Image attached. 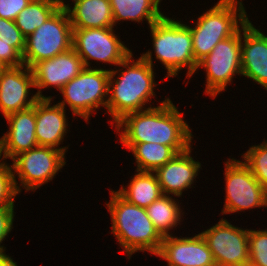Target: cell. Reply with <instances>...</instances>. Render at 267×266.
I'll list each match as a JSON object with an SVG mask.
<instances>
[{
    "label": "cell",
    "mask_w": 267,
    "mask_h": 266,
    "mask_svg": "<svg viewBox=\"0 0 267 266\" xmlns=\"http://www.w3.org/2000/svg\"><path fill=\"white\" fill-rule=\"evenodd\" d=\"M156 58L167 69V75L175 76L183 67H188L187 76L191 77L197 69L193 55L190 27L166 16L150 26Z\"/></svg>",
    "instance_id": "cell-5"
},
{
    "label": "cell",
    "mask_w": 267,
    "mask_h": 266,
    "mask_svg": "<svg viewBox=\"0 0 267 266\" xmlns=\"http://www.w3.org/2000/svg\"><path fill=\"white\" fill-rule=\"evenodd\" d=\"M31 0H0V18L15 21L18 14Z\"/></svg>",
    "instance_id": "cell-30"
},
{
    "label": "cell",
    "mask_w": 267,
    "mask_h": 266,
    "mask_svg": "<svg viewBox=\"0 0 267 266\" xmlns=\"http://www.w3.org/2000/svg\"><path fill=\"white\" fill-rule=\"evenodd\" d=\"M127 188L121 187L117 192L128 202L145 209L163 195L153 172L138 171Z\"/></svg>",
    "instance_id": "cell-21"
},
{
    "label": "cell",
    "mask_w": 267,
    "mask_h": 266,
    "mask_svg": "<svg viewBox=\"0 0 267 266\" xmlns=\"http://www.w3.org/2000/svg\"><path fill=\"white\" fill-rule=\"evenodd\" d=\"M12 166L0 163V208L14 207V197L20 192ZM14 173V174H13Z\"/></svg>",
    "instance_id": "cell-27"
},
{
    "label": "cell",
    "mask_w": 267,
    "mask_h": 266,
    "mask_svg": "<svg viewBox=\"0 0 267 266\" xmlns=\"http://www.w3.org/2000/svg\"><path fill=\"white\" fill-rule=\"evenodd\" d=\"M152 53L146 52L133 62L132 53L119 64L127 68L121 71L120 78L113 80L117 70H110L108 93H112L107 99L106 108L111 114L113 121L117 123L125 115L141 111L143 105L154 95V71L152 64ZM132 65L129 66V64ZM116 81V82H115ZM113 82L115 84L113 85ZM113 85L112 89L111 86ZM111 91V92H110Z\"/></svg>",
    "instance_id": "cell-2"
},
{
    "label": "cell",
    "mask_w": 267,
    "mask_h": 266,
    "mask_svg": "<svg viewBox=\"0 0 267 266\" xmlns=\"http://www.w3.org/2000/svg\"><path fill=\"white\" fill-rule=\"evenodd\" d=\"M52 98H39L35 103V134L38 146L55 148L66 133L64 107L59 103L50 106Z\"/></svg>",
    "instance_id": "cell-19"
},
{
    "label": "cell",
    "mask_w": 267,
    "mask_h": 266,
    "mask_svg": "<svg viewBox=\"0 0 267 266\" xmlns=\"http://www.w3.org/2000/svg\"><path fill=\"white\" fill-rule=\"evenodd\" d=\"M24 67H5L0 72V110L5 117L32 107L39 98H51L42 96L39 90L26 100L29 88L35 87V83L32 70L28 66L22 70Z\"/></svg>",
    "instance_id": "cell-13"
},
{
    "label": "cell",
    "mask_w": 267,
    "mask_h": 266,
    "mask_svg": "<svg viewBox=\"0 0 267 266\" xmlns=\"http://www.w3.org/2000/svg\"><path fill=\"white\" fill-rule=\"evenodd\" d=\"M5 68V66L3 65V63L0 61V72Z\"/></svg>",
    "instance_id": "cell-34"
},
{
    "label": "cell",
    "mask_w": 267,
    "mask_h": 266,
    "mask_svg": "<svg viewBox=\"0 0 267 266\" xmlns=\"http://www.w3.org/2000/svg\"><path fill=\"white\" fill-rule=\"evenodd\" d=\"M248 266H267V230H249Z\"/></svg>",
    "instance_id": "cell-28"
},
{
    "label": "cell",
    "mask_w": 267,
    "mask_h": 266,
    "mask_svg": "<svg viewBox=\"0 0 267 266\" xmlns=\"http://www.w3.org/2000/svg\"><path fill=\"white\" fill-rule=\"evenodd\" d=\"M169 98L158 107H149L125 115L116 123L122 143H159L170 146L177 154L191 148L192 134ZM119 130V131H118Z\"/></svg>",
    "instance_id": "cell-1"
},
{
    "label": "cell",
    "mask_w": 267,
    "mask_h": 266,
    "mask_svg": "<svg viewBox=\"0 0 267 266\" xmlns=\"http://www.w3.org/2000/svg\"><path fill=\"white\" fill-rule=\"evenodd\" d=\"M235 1L220 0L213 8L198 17L194 28H190L193 55L197 63L207 56L220 41L233 36L240 29L238 21L241 26L248 21L242 2Z\"/></svg>",
    "instance_id": "cell-4"
},
{
    "label": "cell",
    "mask_w": 267,
    "mask_h": 266,
    "mask_svg": "<svg viewBox=\"0 0 267 266\" xmlns=\"http://www.w3.org/2000/svg\"><path fill=\"white\" fill-rule=\"evenodd\" d=\"M9 123V132L0 139V158L13 159L18 154L38 146L35 134V105L12 113L5 117Z\"/></svg>",
    "instance_id": "cell-16"
},
{
    "label": "cell",
    "mask_w": 267,
    "mask_h": 266,
    "mask_svg": "<svg viewBox=\"0 0 267 266\" xmlns=\"http://www.w3.org/2000/svg\"><path fill=\"white\" fill-rule=\"evenodd\" d=\"M106 205L112 219V233L128 257L139 250L158 254L163 237L155 229L145 208L128 202L117 191H111V200Z\"/></svg>",
    "instance_id": "cell-3"
},
{
    "label": "cell",
    "mask_w": 267,
    "mask_h": 266,
    "mask_svg": "<svg viewBox=\"0 0 267 266\" xmlns=\"http://www.w3.org/2000/svg\"><path fill=\"white\" fill-rule=\"evenodd\" d=\"M241 75L251 78L267 90V36L248 20L242 25Z\"/></svg>",
    "instance_id": "cell-17"
},
{
    "label": "cell",
    "mask_w": 267,
    "mask_h": 266,
    "mask_svg": "<svg viewBox=\"0 0 267 266\" xmlns=\"http://www.w3.org/2000/svg\"><path fill=\"white\" fill-rule=\"evenodd\" d=\"M0 61L5 67H18L24 65L22 55L8 43L0 39Z\"/></svg>",
    "instance_id": "cell-31"
},
{
    "label": "cell",
    "mask_w": 267,
    "mask_h": 266,
    "mask_svg": "<svg viewBox=\"0 0 267 266\" xmlns=\"http://www.w3.org/2000/svg\"><path fill=\"white\" fill-rule=\"evenodd\" d=\"M109 77L110 70L85 67L78 76L62 87L60 91L64 100L59 104L65 108L67 103L75 115L87 121L94 108L99 105L106 107Z\"/></svg>",
    "instance_id": "cell-7"
},
{
    "label": "cell",
    "mask_w": 267,
    "mask_h": 266,
    "mask_svg": "<svg viewBox=\"0 0 267 266\" xmlns=\"http://www.w3.org/2000/svg\"><path fill=\"white\" fill-rule=\"evenodd\" d=\"M168 262V266H216L212 253L199 233L194 237H163L157 254Z\"/></svg>",
    "instance_id": "cell-14"
},
{
    "label": "cell",
    "mask_w": 267,
    "mask_h": 266,
    "mask_svg": "<svg viewBox=\"0 0 267 266\" xmlns=\"http://www.w3.org/2000/svg\"><path fill=\"white\" fill-rule=\"evenodd\" d=\"M205 239L216 266H248L249 230L234 227L227 220L200 233Z\"/></svg>",
    "instance_id": "cell-12"
},
{
    "label": "cell",
    "mask_w": 267,
    "mask_h": 266,
    "mask_svg": "<svg viewBox=\"0 0 267 266\" xmlns=\"http://www.w3.org/2000/svg\"><path fill=\"white\" fill-rule=\"evenodd\" d=\"M0 39L13 46L23 55L26 46V37L16 26L15 21L0 18Z\"/></svg>",
    "instance_id": "cell-29"
},
{
    "label": "cell",
    "mask_w": 267,
    "mask_h": 266,
    "mask_svg": "<svg viewBox=\"0 0 267 266\" xmlns=\"http://www.w3.org/2000/svg\"><path fill=\"white\" fill-rule=\"evenodd\" d=\"M243 158L256 180L267 191V141L258 146H252Z\"/></svg>",
    "instance_id": "cell-26"
},
{
    "label": "cell",
    "mask_w": 267,
    "mask_h": 266,
    "mask_svg": "<svg viewBox=\"0 0 267 266\" xmlns=\"http://www.w3.org/2000/svg\"><path fill=\"white\" fill-rule=\"evenodd\" d=\"M123 145L133 152L137 171L154 173L177 154L170 146L159 143H123Z\"/></svg>",
    "instance_id": "cell-24"
},
{
    "label": "cell",
    "mask_w": 267,
    "mask_h": 266,
    "mask_svg": "<svg viewBox=\"0 0 267 266\" xmlns=\"http://www.w3.org/2000/svg\"><path fill=\"white\" fill-rule=\"evenodd\" d=\"M85 68L82 59L71 48L51 59L36 63L32 68L35 88L56 86L60 91L64 85L78 76Z\"/></svg>",
    "instance_id": "cell-15"
},
{
    "label": "cell",
    "mask_w": 267,
    "mask_h": 266,
    "mask_svg": "<svg viewBox=\"0 0 267 266\" xmlns=\"http://www.w3.org/2000/svg\"><path fill=\"white\" fill-rule=\"evenodd\" d=\"M190 153L191 148L176 154L155 171L163 195L172 193L179 197L182 195V190L193 184L201 164L193 160L189 156Z\"/></svg>",
    "instance_id": "cell-18"
},
{
    "label": "cell",
    "mask_w": 267,
    "mask_h": 266,
    "mask_svg": "<svg viewBox=\"0 0 267 266\" xmlns=\"http://www.w3.org/2000/svg\"><path fill=\"white\" fill-rule=\"evenodd\" d=\"M109 28H72V48L88 67L89 59L119 65L132 52Z\"/></svg>",
    "instance_id": "cell-10"
},
{
    "label": "cell",
    "mask_w": 267,
    "mask_h": 266,
    "mask_svg": "<svg viewBox=\"0 0 267 266\" xmlns=\"http://www.w3.org/2000/svg\"><path fill=\"white\" fill-rule=\"evenodd\" d=\"M226 200L222 213H232L253 207L267 206V191L242 161L225 163Z\"/></svg>",
    "instance_id": "cell-9"
},
{
    "label": "cell",
    "mask_w": 267,
    "mask_h": 266,
    "mask_svg": "<svg viewBox=\"0 0 267 266\" xmlns=\"http://www.w3.org/2000/svg\"><path fill=\"white\" fill-rule=\"evenodd\" d=\"M175 202L169 195H162L146 208L147 215L162 237L168 236L169 229L176 227L180 221V207Z\"/></svg>",
    "instance_id": "cell-25"
},
{
    "label": "cell",
    "mask_w": 267,
    "mask_h": 266,
    "mask_svg": "<svg viewBox=\"0 0 267 266\" xmlns=\"http://www.w3.org/2000/svg\"><path fill=\"white\" fill-rule=\"evenodd\" d=\"M159 3L160 0H110L114 26L119 20L140 22L144 18L151 26L163 16Z\"/></svg>",
    "instance_id": "cell-22"
},
{
    "label": "cell",
    "mask_w": 267,
    "mask_h": 266,
    "mask_svg": "<svg viewBox=\"0 0 267 266\" xmlns=\"http://www.w3.org/2000/svg\"><path fill=\"white\" fill-rule=\"evenodd\" d=\"M65 147L51 148L37 146L24 151L13 160L12 168L19 175L21 186L26 190H35L52 180L57 171L66 163Z\"/></svg>",
    "instance_id": "cell-11"
},
{
    "label": "cell",
    "mask_w": 267,
    "mask_h": 266,
    "mask_svg": "<svg viewBox=\"0 0 267 266\" xmlns=\"http://www.w3.org/2000/svg\"><path fill=\"white\" fill-rule=\"evenodd\" d=\"M72 25L66 10L57 9L26 38L23 63L30 69L72 48Z\"/></svg>",
    "instance_id": "cell-6"
},
{
    "label": "cell",
    "mask_w": 267,
    "mask_h": 266,
    "mask_svg": "<svg viewBox=\"0 0 267 266\" xmlns=\"http://www.w3.org/2000/svg\"><path fill=\"white\" fill-rule=\"evenodd\" d=\"M14 218V207L0 208V243L11 231ZM3 246H0V253L4 252Z\"/></svg>",
    "instance_id": "cell-32"
},
{
    "label": "cell",
    "mask_w": 267,
    "mask_h": 266,
    "mask_svg": "<svg viewBox=\"0 0 267 266\" xmlns=\"http://www.w3.org/2000/svg\"><path fill=\"white\" fill-rule=\"evenodd\" d=\"M241 30L233 36L220 41L213 50L200 60L197 69L203 67L207 72L205 93L215 97L231 82L235 73H242Z\"/></svg>",
    "instance_id": "cell-8"
},
{
    "label": "cell",
    "mask_w": 267,
    "mask_h": 266,
    "mask_svg": "<svg viewBox=\"0 0 267 266\" xmlns=\"http://www.w3.org/2000/svg\"><path fill=\"white\" fill-rule=\"evenodd\" d=\"M72 28H109L114 26L110 0H78L66 9Z\"/></svg>",
    "instance_id": "cell-20"
},
{
    "label": "cell",
    "mask_w": 267,
    "mask_h": 266,
    "mask_svg": "<svg viewBox=\"0 0 267 266\" xmlns=\"http://www.w3.org/2000/svg\"><path fill=\"white\" fill-rule=\"evenodd\" d=\"M0 266H17L11 257L7 256L4 252L0 253Z\"/></svg>",
    "instance_id": "cell-33"
},
{
    "label": "cell",
    "mask_w": 267,
    "mask_h": 266,
    "mask_svg": "<svg viewBox=\"0 0 267 266\" xmlns=\"http://www.w3.org/2000/svg\"><path fill=\"white\" fill-rule=\"evenodd\" d=\"M63 0H31L15 19L16 26L27 38L40 27L57 9L66 10Z\"/></svg>",
    "instance_id": "cell-23"
}]
</instances>
